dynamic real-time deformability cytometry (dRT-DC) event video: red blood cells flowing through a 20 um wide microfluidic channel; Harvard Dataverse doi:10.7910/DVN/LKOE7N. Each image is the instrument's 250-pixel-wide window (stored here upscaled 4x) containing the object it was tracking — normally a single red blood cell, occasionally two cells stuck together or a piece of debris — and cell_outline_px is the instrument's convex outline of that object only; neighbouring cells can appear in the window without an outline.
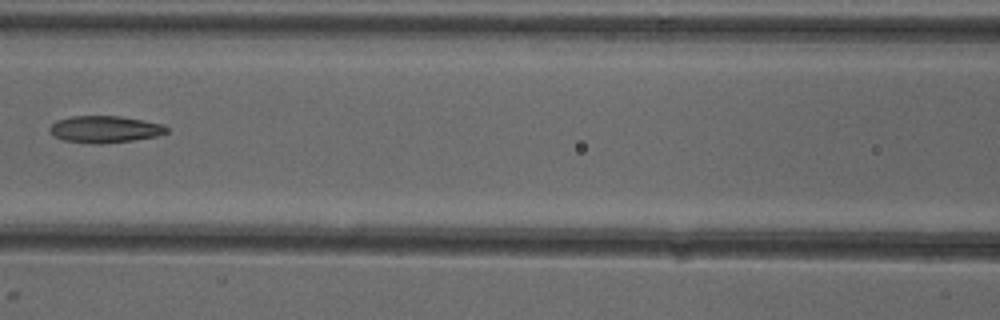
{"species": "common noctule bat (a hibernating species)", "species_latin": "Nyctalus noctula", "temperature_condition": "cold", "stored_images_in_passage": 3, "camera_frame_rate_fps": 3000, "um_per_image_px": 0.085, "animal": {"sex": "female"}, "frame": {"image": 1, "passage_image": 3, "time_ms": 2.333, "image_size_px": [1000, 320], "cell_outline_px": [[168, 132], [156, 136], [132, 140], [100, 144], [96, 144], [64, 140], [56, 136], [48, 128], [56, 120], [72, 116], [120, 116], [164, 124], [168, 128]], "centroid_in_image_um": [8.93, 10.98], "position_along_channel_um": 157.7, "area_um2": 18.15}}